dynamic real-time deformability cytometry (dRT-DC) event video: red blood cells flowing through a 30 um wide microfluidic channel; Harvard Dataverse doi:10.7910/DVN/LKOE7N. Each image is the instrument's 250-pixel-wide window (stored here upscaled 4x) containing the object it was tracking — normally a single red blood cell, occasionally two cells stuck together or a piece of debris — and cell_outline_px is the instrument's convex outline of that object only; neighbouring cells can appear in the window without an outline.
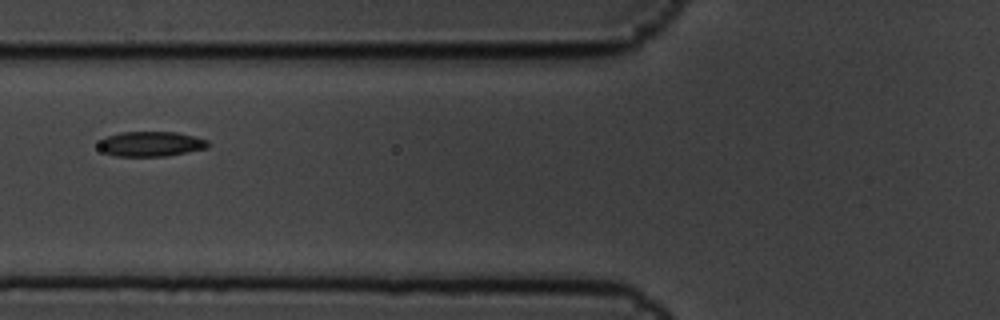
{"species": "common noctule bat (a hibernating species)", "species_latin": "Nyctalus noctula", "temperature_condition": "cold", "stored_images_in_passage": 10, "camera_frame_rate_fps": 3000, "um_per_image_px": 0.085, "animal": {"sex": "male", "body_mass_g": 19.5, "forearm_length_mm": 54.6}, "frame": {"image": 1, "passage_image": 6, "time_ms": 1.667, "image_size_px": [1000, 320], "cell_outline_px": [[208, 148], [168, 156], [116, 156], [104, 152], [100, 148], [100, 140], [108, 136], [120, 132], [176, 132], [208, 140]], "centroid_in_image_um": [12.85, 12.24], "position_along_channel_um": 113.0, "area_um2": 15.78}}
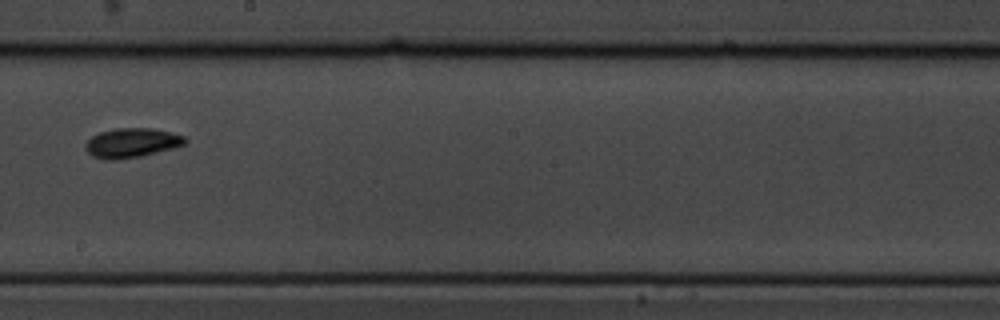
{"frame": {"image": 2, "passage_image": 9, "time_ms": 2.667, "image_size_px": [1000, 320], "cell_outline_px": [[188, 140], [184, 144], [172, 148], [140, 156], [112, 160], [108, 160], [92, 156], [88, 152], [84, 144], [92, 136], [100, 132], [116, 128], [152, 128], [184, 136]], "centroid_in_image_um": [11.17, 12.13], "position_along_channel_um": 237.0, "area_um2": 16.82}}
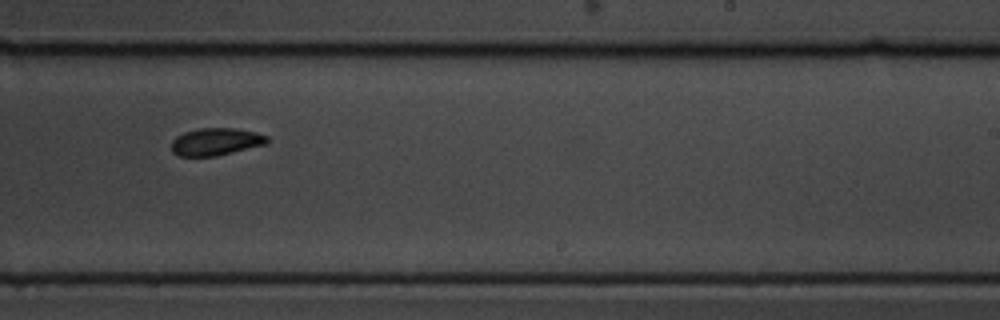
{"frame": {"image": 3, "passage_image": 10, "time_ms": 3.0, "image_size_px": [1000, 320], "cell_outline_px": [[268, 144], [216, 156], [180, 156], [172, 152], [172, 140], [176, 136], [184, 132], [200, 128], [236, 128], [256, 132], [268, 136]], "centroid_in_image_um": [18.37, 12.04], "position_along_channel_um": 270.6, "area_um2": 15.37}}